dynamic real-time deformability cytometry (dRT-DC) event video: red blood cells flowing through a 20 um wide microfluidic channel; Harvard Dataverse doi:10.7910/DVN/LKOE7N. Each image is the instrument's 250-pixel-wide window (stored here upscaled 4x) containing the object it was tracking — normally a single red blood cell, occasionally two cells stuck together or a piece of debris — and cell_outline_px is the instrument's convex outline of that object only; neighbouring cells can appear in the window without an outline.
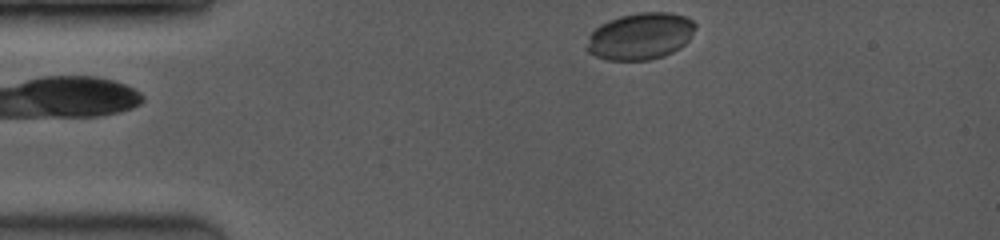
{"species": "common noctule bat (a hibernating species)", "species_latin": "Nyctalus noctula", "temperature_condition": "room temperature", "stored_images_in_passage": 41, "camera_frame_rate_fps": 3500, "um_per_image_px": 0.085, "animal": {"sex": "female", "body_mass_g": 19.0, "forearm_length_mm": 53.3}, "frame": {"image": 1, "passage_image": 1, "time_ms": 0.0, "image_size_px": [1000, 240], "cell_outline_px": [[696, 28], [688, 40], [680, 48], [664, 56], [648, 60], [608, 60], [596, 56], [588, 52], [584, 48], [588, 36], [600, 24], [608, 20], [620, 16], [640, 12], [668, 12], [684, 16], [692, 20], [696, 24]], "centroid_in_image_um": [54.4, 3.08], "position_along_channel_um": 30.6, "area_um2": 29.77}}
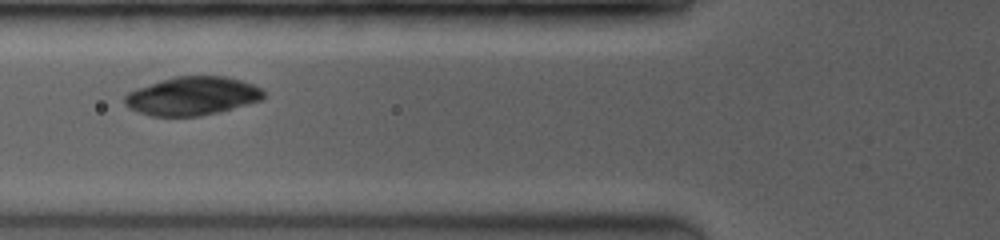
{"frame": {"image": 2, "passage_image": 16, "time_ms": 3.143, "image_size_px": [1000, 240], "cell_outline_px": [[264, 96], [260, 100], [232, 108], [200, 116], [152, 116], [140, 112], [124, 104], [124, 96], [128, 92], [176, 76], [224, 76], [240, 80], [252, 84], [260, 88], [264, 92]], "centroid_in_image_um": [16.35, 8.16], "position_along_channel_um": 109.4, "area_um2": 30.46}}
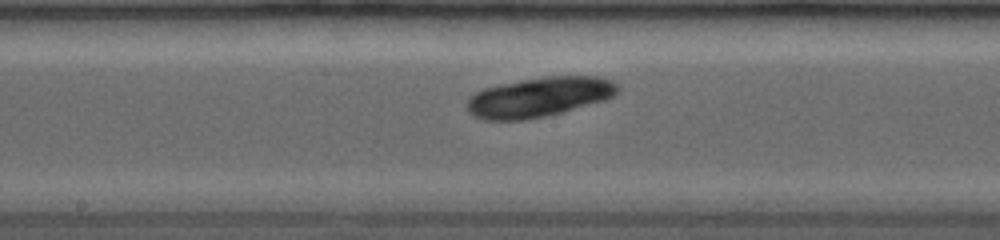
{"frame": {"image": 3, "passage_image": 25, "time_ms": 5.429, "image_size_px": [1000, 240], "cell_outline_px": [[620, 88], [616, 96], [604, 100], [560, 112], [544, 116], [524, 120], [484, 120], [468, 112], [468, 100], [476, 92], [484, 88], [500, 84], [548, 76], [596, 76], [612, 80], [620, 84]], "centroid_in_image_um": [45.88, 8.24], "position_along_channel_um": 202.3, "area_um2": 34.62}}